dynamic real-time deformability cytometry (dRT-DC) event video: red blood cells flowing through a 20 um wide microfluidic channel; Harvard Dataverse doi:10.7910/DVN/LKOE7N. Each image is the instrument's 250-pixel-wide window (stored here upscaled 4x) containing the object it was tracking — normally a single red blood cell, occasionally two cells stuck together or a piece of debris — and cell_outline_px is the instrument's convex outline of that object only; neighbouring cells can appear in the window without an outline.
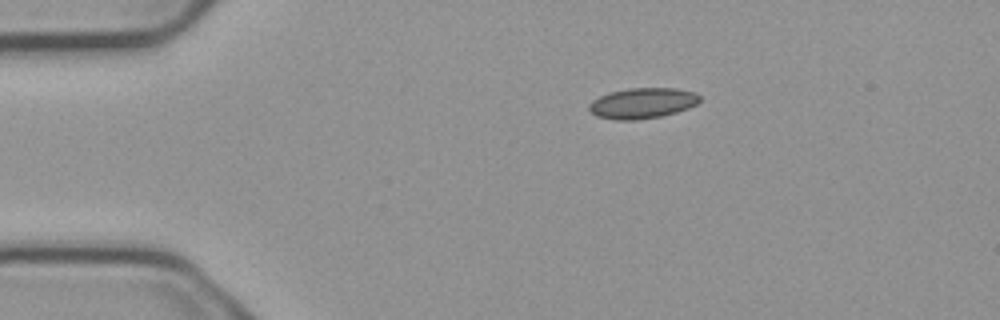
{"species": "common noctule bat (a hibernating species)", "species_latin": "Nyctalus noctula", "temperature_condition": "cold", "stored_images_in_passage": 3, "camera_frame_rate_fps": 3000, "um_per_image_px": 0.085, "animal": {"sex": "male", "body_mass_g": 23.1, "forearm_length_mm": 52.7}, "frame": {"image": 1, "passage_image": 1, "time_ms": 0.0, "image_size_px": [1000, 320], "cell_outline_px": [[700, 100], [696, 104], [688, 108], [676, 112], [660, 116], [636, 120], [616, 120], [596, 116], [588, 108], [588, 104], [592, 100], [608, 92], [628, 88], [676, 88], [696, 92], [700, 96]], "centroid_in_image_um": [54.59, 8.76], "position_along_channel_um": 30.4, "area_um2": 19.83}}
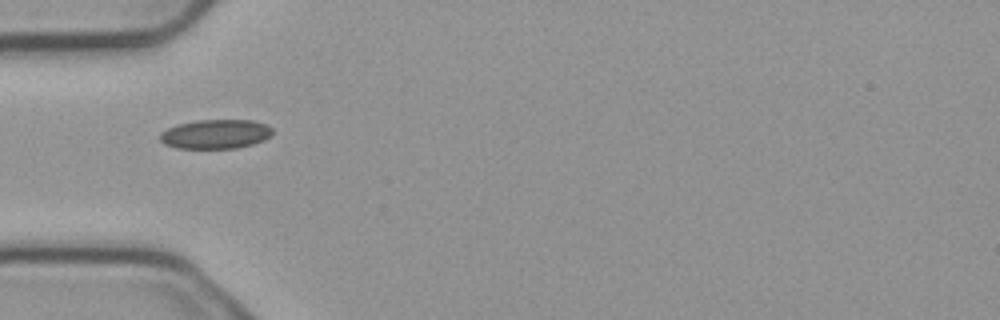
{"frame": {"image": 2, "passage_image": 3, "time_ms": 0.667, "image_size_px": [1000, 320], "cell_outline_px": [[272, 136], [264, 140], [252, 144], [236, 148], [176, 148], [164, 144], [160, 140], [160, 132], [176, 124], [196, 120], [252, 120], [268, 124], [272, 128]], "centroid_in_image_um": [18.33, 11.39], "position_along_channel_um": 66.7, "area_um2": 19.36}}